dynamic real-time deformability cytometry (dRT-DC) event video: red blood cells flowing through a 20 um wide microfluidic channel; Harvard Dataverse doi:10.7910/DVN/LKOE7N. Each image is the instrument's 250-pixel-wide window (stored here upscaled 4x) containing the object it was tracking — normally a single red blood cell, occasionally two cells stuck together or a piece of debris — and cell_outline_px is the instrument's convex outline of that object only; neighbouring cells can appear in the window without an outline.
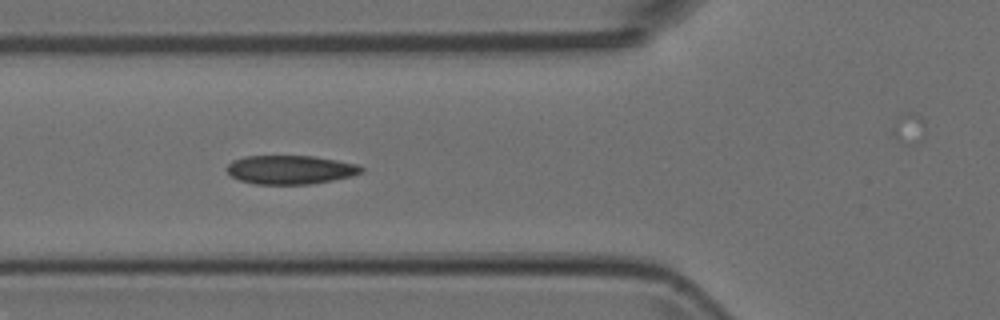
{"species": "Egyptian fruit bat (a non-hibernating species)", "species_latin": "Rousettus aegyptiacus", "temperature_condition": "room temperature", "stored_images_in_passage": 10, "camera_frame_rate_fps": 3000, "um_per_image_px": 0.085, "animal": {"sex": "female"}, "frame": {"image": 1, "passage_image": 5, "time_ms": 1.333, "image_size_px": [1000, 320], "cell_outline_px": [[364, 172], [352, 176], [332, 180], [308, 184], [256, 184], [240, 180], [232, 176], [224, 168], [232, 160], [244, 156], [312, 156], [336, 160], [356, 164], [364, 168]], "centroid_in_image_um": [24.66, 14.42], "position_along_channel_um": 101.1, "area_um2": 22.54}}
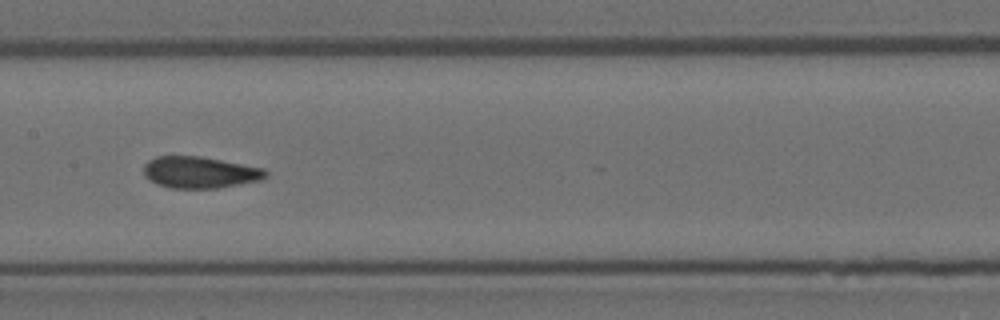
{"frame": {"image": 2, "passage_image": 7, "time_ms": 2.0, "image_size_px": [1000, 320], "cell_outline_px": [[268, 176], [260, 180], [216, 188], [168, 188], [156, 184], [148, 180], [144, 176], [144, 164], [148, 160], [156, 156], [200, 156], [264, 168], [268, 172]], "centroid_in_image_um": [16.95, 14.65], "position_along_channel_um": 190.5, "area_um2": 22.54}}
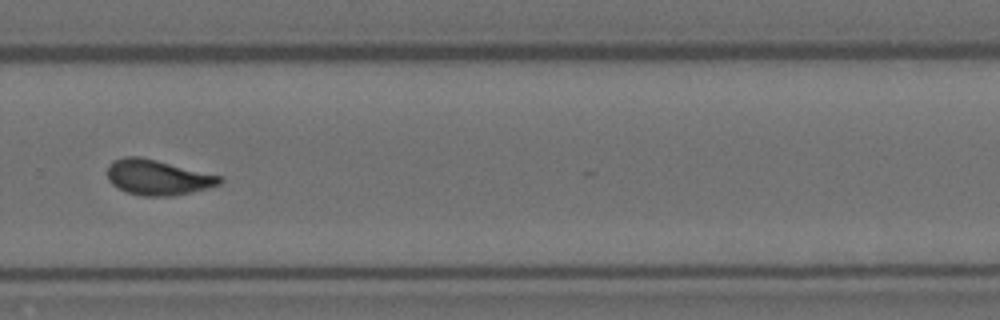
{"frame": {"image": 3, "passage_image": 10, "time_ms": 3.0, "image_size_px": [1000, 320], "cell_outline_px": [[224, 180], [220, 184], [208, 188], [192, 192], [172, 196], [140, 196], [128, 192], [112, 184], [108, 180], [108, 164], [112, 160], [124, 156], [140, 156], [224, 176]], "centroid_in_image_um": [13.43, 15.06], "position_along_channel_um": 316.4, "area_um2": 23.35}}